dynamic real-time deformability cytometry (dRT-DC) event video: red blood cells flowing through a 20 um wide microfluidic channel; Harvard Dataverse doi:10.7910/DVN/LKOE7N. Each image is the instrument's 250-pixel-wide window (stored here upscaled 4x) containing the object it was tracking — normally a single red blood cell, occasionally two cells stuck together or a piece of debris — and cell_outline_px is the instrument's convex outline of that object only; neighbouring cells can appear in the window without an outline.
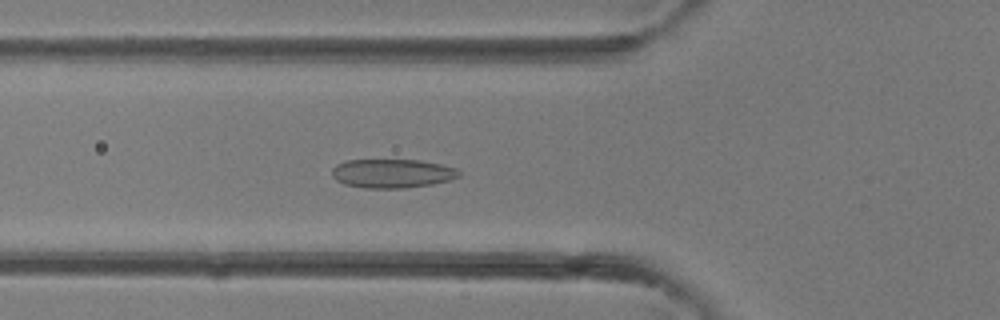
{"species": "common noctule bat (a hibernating species)", "species_latin": "Nyctalus noctula", "temperature_condition": "room temperature", "stored_images_in_passage": 39, "camera_frame_rate_fps": 3000, "um_per_image_px": 0.085, "animal": {"sex": "female"}, "frame": {"image": 1, "passage_image": 14, "time_ms": 4.333, "image_size_px": [1000, 320], "cell_outline_px": [[460, 176], [448, 180], [432, 184], [404, 188], [364, 188], [344, 184], [336, 180], [332, 176], [332, 168], [336, 164], [344, 160], [420, 160], [440, 164], [456, 168], [460, 172]], "centroid_in_image_um": [33.3, 14.74], "position_along_channel_um": 92.5, "area_um2": 21.44}}
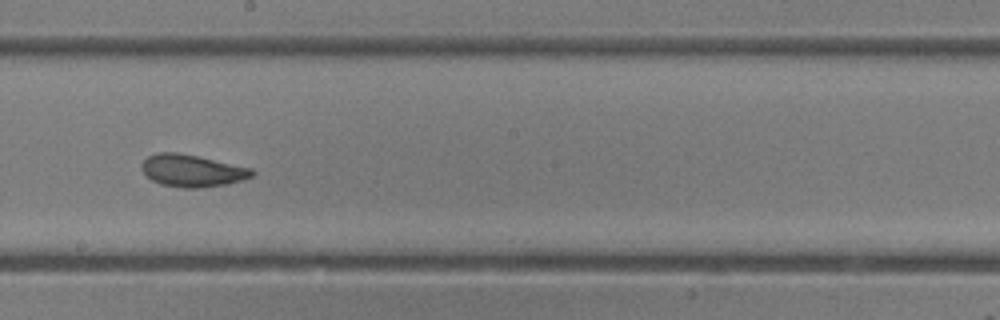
{"frame": {"image": 2, "passage_image": 22, "time_ms": 7.0, "image_size_px": [1000, 320], "cell_outline_px": [[256, 172], [252, 176], [244, 180], [228, 184], [200, 188], [184, 188], [160, 184], [152, 180], [140, 168], [140, 164], [148, 156], [156, 152], [176, 152], [196, 156], [252, 168]], "centroid_in_image_um": [16.33, 14.51], "position_along_channel_um": 231.9, "area_um2": 20.75}}
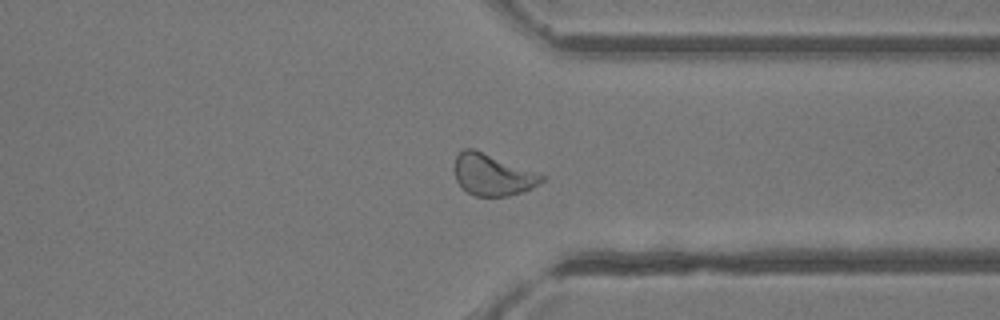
{"frame": {"image": 3, "passage_image": 30, "time_ms": 9.667, "image_size_px": [1000, 320], "cell_outline_px": [[548, 176], [544, 180], [532, 188], [524, 192], [508, 196], [476, 196], [468, 192], [456, 180], [456, 156], [464, 148], [472, 148], [540, 172]], "centroid_in_image_um": [41.95, 14.85], "position_along_channel_um": 369.4, "area_um2": 21.15}}